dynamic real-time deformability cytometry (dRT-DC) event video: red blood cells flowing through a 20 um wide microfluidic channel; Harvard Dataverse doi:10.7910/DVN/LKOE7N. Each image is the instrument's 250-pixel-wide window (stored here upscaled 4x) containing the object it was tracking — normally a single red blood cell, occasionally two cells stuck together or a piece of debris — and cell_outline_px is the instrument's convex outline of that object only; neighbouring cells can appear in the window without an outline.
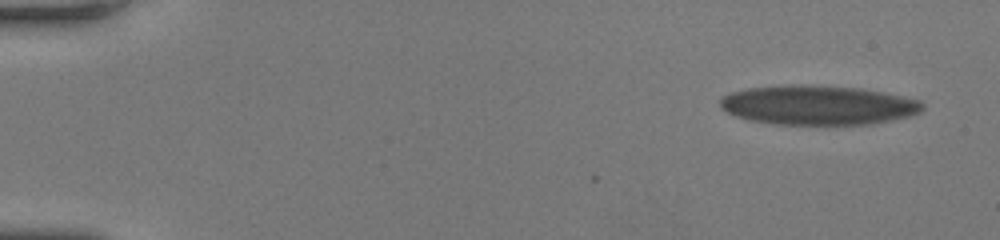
{"species": "human", "species_latin": "Homo sapiens", "temperature_condition": "room temperature", "stored_images_in_passage": 59, "camera_frame_rate_fps": 3000, "um_per_image_px": 0.085, "donor": {"sex": "female"}, "frame": {"image": 1, "passage_image": 1, "time_ms": 0.0, "image_size_px": [1000, 240], "cell_outline_px": [[924, 108], [920, 112], [908, 116], [872, 124], [776, 124], [748, 120], [736, 116], [720, 108], [720, 96], [732, 92], [748, 88], [788, 84], [808, 84], [864, 88], [904, 96], [920, 100], [924, 104]], "centroid_in_image_um": [69.53, 8.92], "position_along_channel_um": 15.5, "area_um2": 46.93}}
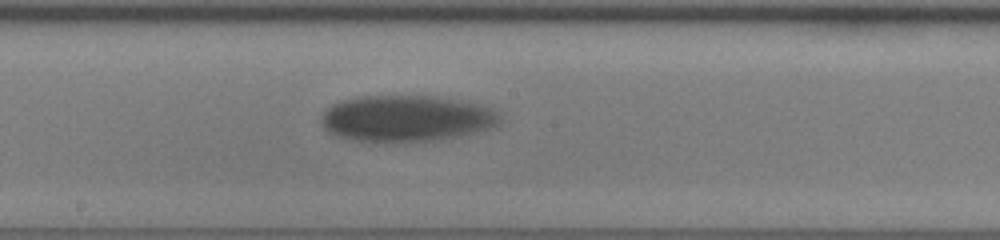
{"frame": {"image": 2, "passage_image": 33, "time_ms": 10.667, "image_size_px": [1000, 240], "cell_outline_px": [[500, 124], [492, 128], [460, 136], [432, 140], [352, 140], [336, 136], [328, 132], [324, 128], [320, 120], [320, 116], [332, 104], [344, 100], [364, 96], [432, 96], [476, 104], [492, 108], [500, 116]], "centroid_in_image_um": [34.53, 10.06], "position_along_channel_um": 213.7, "area_um2": 47.45}}
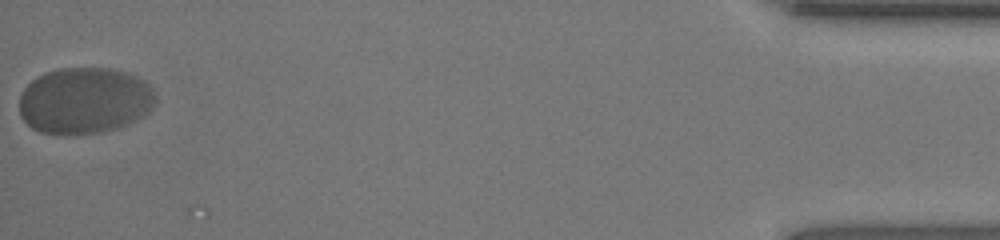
{"frame": {"image": 3, "passage_image": 59, "time_ms": 19.333, "image_size_px": [1000, 240], "cell_outline_px": [[156, 104], [144, 116], [120, 128], [104, 132], [76, 136], [64, 136], [40, 132], [32, 128], [20, 116], [20, 96], [24, 88], [36, 76], [44, 72], [60, 68], [108, 68], [124, 72], [136, 76], [144, 80], [152, 88], [156, 96]], "centroid_in_image_um": [7.19, 8.58], "position_along_channel_um": 428.0, "area_um2": 53.7}, "authors_computed_cell_mechanics": {"area_um2": 48.2052, "velocity_mm_per_s": 3.4931, "shape_relaxation_time_tau1_ms": 8.6291, "shape_relaxation_time_tau2_ms": null, "deformation_change_tau1": 0.1893, "deformation_change_tau2": null}}